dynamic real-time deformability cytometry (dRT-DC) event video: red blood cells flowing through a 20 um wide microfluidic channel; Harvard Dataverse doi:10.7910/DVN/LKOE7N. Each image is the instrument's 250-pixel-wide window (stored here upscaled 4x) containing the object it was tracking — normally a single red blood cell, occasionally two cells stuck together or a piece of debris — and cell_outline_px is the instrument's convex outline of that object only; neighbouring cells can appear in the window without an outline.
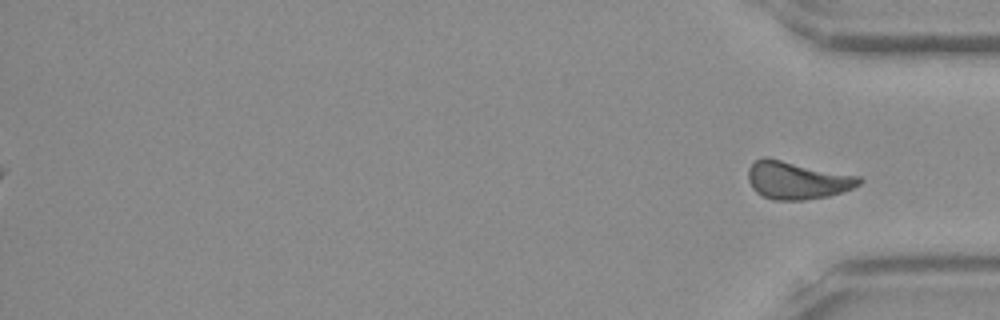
{"species": "Egyptian fruit bat (a non-hibernating species)", "species_latin": "Rousettus aegyptiacus", "temperature_condition": "room temperature", "stored_images_in_passage": 52, "segment_of_instrument_passage": [2, 2], "camera_frame_rate_fps": 3000, "um_per_image_px": 0.085, "frame": {"image": 1, "passage_image": 52, "time_ms": 17.0, "image_size_px": [1000, 320], "cell_outline_px": [[864, 180], [860, 184], [852, 188], [828, 196], [804, 200], [772, 200], [756, 192], [752, 188], [748, 180], [748, 168], [756, 160], [764, 156], [860, 176]], "centroid_in_image_um": [67.74, 15.31], "position_along_channel_um": 367.5, "area_um2": 24.45}}